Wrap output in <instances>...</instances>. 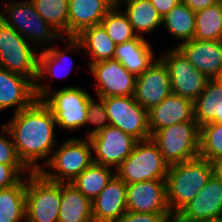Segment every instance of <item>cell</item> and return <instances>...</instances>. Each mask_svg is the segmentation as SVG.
<instances>
[{"mask_svg":"<svg viewBox=\"0 0 222 222\" xmlns=\"http://www.w3.org/2000/svg\"><path fill=\"white\" fill-rule=\"evenodd\" d=\"M10 131L18 158L30 172H39L55 150L57 123L50 108L36 99L29 107L14 113L5 123ZM50 155V156H49ZM45 159L39 165V159ZM44 164V165H43Z\"/></svg>","mask_w":222,"mask_h":222,"instance_id":"6da1fadb","label":"cell"},{"mask_svg":"<svg viewBox=\"0 0 222 222\" xmlns=\"http://www.w3.org/2000/svg\"><path fill=\"white\" fill-rule=\"evenodd\" d=\"M217 170L218 166L201 157L170 165L166 191L171 214H177L185 207Z\"/></svg>","mask_w":222,"mask_h":222,"instance_id":"7a4b0ae2","label":"cell"},{"mask_svg":"<svg viewBox=\"0 0 222 222\" xmlns=\"http://www.w3.org/2000/svg\"><path fill=\"white\" fill-rule=\"evenodd\" d=\"M49 86L35 82L34 91L36 99L42 100L52 111L57 126L74 131L84 127L91 94L77 86H66L53 93Z\"/></svg>","mask_w":222,"mask_h":222,"instance_id":"3957f363","label":"cell"},{"mask_svg":"<svg viewBox=\"0 0 222 222\" xmlns=\"http://www.w3.org/2000/svg\"><path fill=\"white\" fill-rule=\"evenodd\" d=\"M4 13L0 12V20L7 26L14 28L30 44L43 47L51 46L50 43H57L64 38L52 28L36 11L31 0L13 2L4 0ZM56 40V41H55ZM40 42V43H39Z\"/></svg>","mask_w":222,"mask_h":222,"instance_id":"277c9868","label":"cell"},{"mask_svg":"<svg viewBox=\"0 0 222 222\" xmlns=\"http://www.w3.org/2000/svg\"><path fill=\"white\" fill-rule=\"evenodd\" d=\"M93 163L89 138H69L54 150L48 163L39 172L49 181L71 182ZM50 170H46L45 168Z\"/></svg>","mask_w":222,"mask_h":222,"instance_id":"5b68a950","label":"cell"},{"mask_svg":"<svg viewBox=\"0 0 222 222\" xmlns=\"http://www.w3.org/2000/svg\"><path fill=\"white\" fill-rule=\"evenodd\" d=\"M151 139L169 166L199 157L200 126L196 121L165 127L154 132Z\"/></svg>","mask_w":222,"mask_h":222,"instance_id":"8992f818","label":"cell"},{"mask_svg":"<svg viewBox=\"0 0 222 222\" xmlns=\"http://www.w3.org/2000/svg\"><path fill=\"white\" fill-rule=\"evenodd\" d=\"M60 203L61 182L30 172L26 179L25 222H57Z\"/></svg>","mask_w":222,"mask_h":222,"instance_id":"52a82bcc","label":"cell"},{"mask_svg":"<svg viewBox=\"0 0 222 222\" xmlns=\"http://www.w3.org/2000/svg\"><path fill=\"white\" fill-rule=\"evenodd\" d=\"M168 170L169 164L150 138L136 142L132 153L116 169V174L127 184H133L166 179Z\"/></svg>","mask_w":222,"mask_h":222,"instance_id":"ba28073f","label":"cell"},{"mask_svg":"<svg viewBox=\"0 0 222 222\" xmlns=\"http://www.w3.org/2000/svg\"><path fill=\"white\" fill-rule=\"evenodd\" d=\"M31 46L14 28L0 20V68L21 74L35 83L39 53Z\"/></svg>","mask_w":222,"mask_h":222,"instance_id":"9c48e42d","label":"cell"},{"mask_svg":"<svg viewBox=\"0 0 222 222\" xmlns=\"http://www.w3.org/2000/svg\"><path fill=\"white\" fill-rule=\"evenodd\" d=\"M109 124L131 135L137 141L151 138L148 111L134 96L104 98Z\"/></svg>","mask_w":222,"mask_h":222,"instance_id":"30bf717a","label":"cell"},{"mask_svg":"<svg viewBox=\"0 0 222 222\" xmlns=\"http://www.w3.org/2000/svg\"><path fill=\"white\" fill-rule=\"evenodd\" d=\"M166 65L172 93L192 102L203 92L208 78L198 71L176 48H170L159 57Z\"/></svg>","mask_w":222,"mask_h":222,"instance_id":"8fae6325","label":"cell"},{"mask_svg":"<svg viewBox=\"0 0 222 222\" xmlns=\"http://www.w3.org/2000/svg\"><path fill=\"white\" fill-rule=\"evenodd\" d=\"M96 81L97 97L134 96L137 76L117 59H106L89 66Z\"/></svg>","mask_w":222,"mask_h":222,"instance_id":"7c38bea8","label":"cell"},{"mask_svg":"<svg viewBox=\"0 0 222 222\" xmlns=\"http://www.w3.org/2000/svg\"><path fill=\"white\" fill-rule=\"evenodd\" d=\"M89 139L92 144V153L95 154L93 162L115 168V170L132 153L137 142L131 135L111 125Z\"/></svg>","mask_w":222,"mask_h":222,"instance_id":"4fadbf2b","label":"cell"},{"mask_svg":"<svg viewBox=\"0 0 222 222\" xmlns=\"http://www.w3.org/2000/svg\"><path fill=\"white\" fill-rule=\"evenodd\" d=\"M171 93L168 69L158 57L152 65L137 76L134 93L135 101L149 111Z\"/></svg>","mask_w":222,"mask_h":222,"instance_id":"5bb4252c","label":"cell"},{"mask_svg":"<svg viewBox=\"0 0 222 222\" xmlns=\"http://www.w3.org/2000/svg\"><path fill=\"white\" fill-rule=\"evenodd\" d=\"M186 220H222V175L216 171L178 213Z\"/></svg>","mask_w":222,"mask_h":222,"instance_id":"9a60e30c","label":"cell"},{"mask_svg":"<svg viewBox=\"0 0 222 222\" xmlns=\"http://www.w3.org/2000/svg\"><path fill=\"white\" fill-rule=\"evenodd\" d=\"M127 211L137 213H171L167 204L166 179L127 184Z\"/></svg>","mask_w":222,"mask_h":222,"instance_id":"2e32d148","label":"cell"},{"mask_svg":"<svg viewBox=\"0 0 222 222\" xmlns=\"http://www.w3.org/2000/svg\"><path fill=\"white\" fill-rule=\"evenodd\" d=\"M176 48L208 79H213L222 70V40L192 39Z\"/></svg>","mask_w":222,"mask_h":222,"instance_id":"e0dca14e","label":"cell"},{"mask_svg":"<svg viewBox=\"0 0 222 222\" xmlns=\"http://www.w3.org/2000/svg\"><path fill=\"white\" fill-rule=\"evenodd\" d=\"M127 183L115 174L92 201L94 222H116L126 211Z\"/></svg>","mask_w":222,"mask_h":222,"instance_id":"ac0fdd59","label":"cell"},{"mask_svg":"<svg viewBox=\"0 0 222 222\" xmlns=\"http://www.w3.org/2000/svg\"><path fill=\"white\" fill-rule=\"evenodd\" d=\"M35 100L34 83L29 78L0 68V111L14 106L17 113Z\"/></svg>","mask_w":222,"mask_h":222,"instance_id":"d6986e66","label":"cell"},{"mask_svg":"<svg viewBox=\"0 0 222 222\" xmlns=\"http://www.w3.org/2000/svg\"><path fill=\"white\" fill-rule=\"evenodd\" d=\"M67 40V41H66ZM66 50H85L91 57L89 66L99 61L113 59L116 45L101 24L83 29L74 38H64Z\"/></svg>","mask_w":222,"mask_h":222,"instance_id":"ffe728a7","label":"cell"},{"mask_svg":"<svg viewBox=\"0 0 222 222\" xmlns=\"http://www.w3.org/2000/svg\"><path fill=\"white\" fill-rule=\"evenodd\" d=\"M149 130L151 135L165 127L194 118V102L171 93L165 100L148 111Z\"/></svg>","mask_w":222,"mask_h":222,"instance_id":"44dd1931","label":"cell"},{"mask_svg":"<svg viewBox=\"0 0 222 222\" xmlns=\"http://www.w3.org/2000/svg\"><path fill=\"white\" fill-rule=\"evenodd\" d=\"M111 8L110 0H68V37L74 38L83 29L101 24Z\"/></svg>","mask_w":222,"mask_h":222,"instance_id":"7402d4cb","label":"cell"},{"mask_svg":"<svg viewBox=\"0 0 222 222\" xmlns=\"http://www.w3.org/2000/svg\"><path fill=\"white\" fill-rule=\"evenodd\" d=\"M114 59H117L129 72L142 74L157 58L146 38L135 39L116 45Z\"/></svg>","mask_w":222,"mask_h":222,"instance_id":"603a6c76","label":"cell"},{"mask_svg":"<svg viewBox=\"0 0 222 222\" xmlns=\"http://www.w3.org/2000/svg\"><path fill=\"white\" fill-rule=\"evenodd\" d=\"M58 222H94L92 201L71 182H61Z\"/></svg>","mask_w":222,"mask_h":222,"instance_id":"cb8c5ba5","label":"cell"},{"mask_svg":"<svg viewBox=\"0 0 222 222\" xmlns=\"http://www.w3.org/2000/svg\"><path fill=\"white\" fill-rule=\"evenodd\" d=\"M125 6L124 13L138 36L143 37V33L154 32L156 28L162 26V16L150 0H130Z\"/></svg>","mask_w":222,"mask_h":222,"instance_id":"d4e9b609","label":"cell"},{"mask_svg":"<svg viewBox=\"0 0 222 222\" xmlns=\"http://www.w3.org/2000/svg\"><path fill=\"white\" fill-rule=\"evenodd\" d=\"M26 178L0 189V222H25Z\"/></svg>","mask_w":222,"mask_h":222,"instance_id":"484cf974","label":"cell"},{"mask_svg":"<svg viewBox=\"0 0 222 222\" xmlns=\"http://www.w3.org/2000/svg\"><path fill=\"white\" fill-rule=\"evenodd\" d=\"M111 169L113 168L93 162L71 183L86 198L93 201L116 174V170L113 172Z\"/></svg>","mask_w":222,"mask_h":222,"instance_id":"4316f807","label":"cell"},{"mask_svg":"<svg viewBox=\"0 0 222 222\" xmlns=\"http://www.w3.org/2000/svg\"><path fill=\"white\" fill-rule=\"evenodd\" d=\"M222 86L209 79L203 92L194 101V118L201 127L210 122L219 123Z\"/></svg>","mask_w":222,"mask_h":222,"instance_id":"83f0119b","label":"cell"},{"mask_svg":"<svg viewBox=\"0 0 222 222\" xmlns=\"http://www.w3.org/2000/svg\"><path fill=\"white\" fill-rule=\"evenodd\" d=\"M162 25L177 39L183 42L194 39L195 12L180 1L168 13L162 16Z\"/></svg>","mask_w":222,"mask_h":222,"instance_id":"f1b7e54d","label":"cell"},{"mask_svg":"<svg viewBox=\"0 0 222 222\" xmlns=\"http://www.w3.org/2000/svg\"><path fill=\"white\" fill-rule=\"evenodd\" d=\"M197 40H222V8L219 3L195 12Z\"/></svg>","mask_w":222,"mask_h":222,"instance_id":"f546056e","label":"cell"},{"mask_svg":"<svg viewBox=\"0 0 222 222\" xmlns=\"http://www.w3.org/2000/svg\"><path fill=\"white\" fill-rule=\"evenodd\" d=\"M37 13L63 38L68 37V0H31Z\"/></svg>","mask_w":222,"mask_h":222,"instance_id":"4dcf8cb0","label":"cell"},{"mask_svg":"<svg viewBox=\"0 0 222 222\" xmlns=\"http://www.w3.org/2000/svg\"><path fill=\"white\" fill-rule=\"evenodd\" d=\"M199 157L218 167L222 164V123L210 122L200 127Z\"/></svg>","mask_w":222,"mask_h":222,"instance_id":"1f68e13d","label":"cell"},{"mask_svg":"<svg viewBox=\"0 0 222 222\" xmlns=\"http://www.w3.org/2000/svg\"><path fill=\"white\" fill-rule=\"evenodd\" d=\"M42 51H39V55H38V74H37V78L35 82H40L41 80H45L44 76L51 75V78L54 77H65L66 75L69 74V72H71L72 68V63L70 64V67H67L66 65H68V63L65 65V67H67L65 69V71L63 70L64 68H60V65L64 63V61H67L66 59L69 57L68 55V51H64L61 49L56 48L53 44L52 46L45 47L44 49H41ZM70 58V57H69ZM68 58V59H69ZM70 60V59H69ZM72 61H69V63ZM62 64V65H63ZM61 65V66H62ZM69 66V65H68ZM64 67V66H63ZM60 70L58 72V69ZM57 69V70H56ZM64 71V74L63 71ZM62 71V72H61Z\"/></svg>","mask_w":222,"mask_h":222,"instance_id":"d6a6232c","label":"cell"},{"mask_svg":"<svg viewBox=\"0 0 222 222\" xmlns=\"http://www.w3.org/2000/svg\"><path fill=\"white\" fill-rule=\"evenodd\" d=\"M119 8L112 7L101 21V25L115 45L133 40L138 36L133 31L127 15Z\"/></svg>","mask_w":222,"mask_h":222,"instance_id":"836d02e7","label":"cell"},{"mask_svg":"<svg viewBox=\"0 0 222 222\" xmlns=\"http://www.w3.org/2000/svg\"><path fill=\"white\" fill-rule=\"evenodd\" d=\"M98 101L99 102H97V100L95 101L92 96L89 98L86 125L90 124L96 126L93 129L91 128V130H87L86 138H90L110 125L107 117L104 97H98Z\"/></svg>","mask_w":222,"mask_h":222,"instance_id":"e575fe53","label":"cell"},{"mask_svg":"<svg viewBox=\"0 0 222 222\" xmlns=\"http://www.w3.org/2000/svg\"><path fill=\"white\" fill-rule=\"evenodd\" d=\"M30 171L24 164H1L0 163V189L18 184Z\"/></svg>","mask_w":222,"mask_h":222,"instance_id":"d590c367","label":"cell"},{"mask_svg":"<svg viewBox=\"0 0 222 222\" xmlns=\"http://www.w3.org/2000/svg\"><path fill=\"white\" fill-rule=\"evenodd\" d=\"M7 136V137H6ZM11 134L5 125H2L0 133V163L1 164H23L18 158Z\"/></svg>","mask_w":222,"mask_h":222,"instance_id":"8d00e7d4","label":"cell"},{"mask_svg":"<svg viewBox=\"0 0 222 222\" xmlns=\"http://www.w3.org/2000/svg\"><path fill=\"white\" fill-rule=\"evenodd\" d=\"M171 213H137L126 211L116 222H168Z\"/></svg>","mask_w":222,"mask_h":222,"instance_id":"74e56055","label":"cell"},{"mask_svg":"<svg viewBox=\"0 0 222 222\" xmlns=\"http://www.w3.org/2000/svg\"><path fill=\"white\" fill-rule=\"evenodd\" d=\"M181 0H150L161 16L174 8Z\"/></svg>","mask_w":222,"mask_h":222,"instance_id":"f35d334b","label":"cell"},{"mask_svg":"<svg viewBox=\"0 0 222 222\" xmlns=\"http://www.w3.org/2000/svg\"><path fill=\"white\" fill-rule=\"evenodd\" d=\"M192 11L196 12L219 3V0H181Z\"/></svg>","mask_w":222,"mask_h":222,"instance_id":"ab89813d","label":"cell"},{"mask_svg":"<svg viewBox=\"0 0 222 222\" xmlns=\"http://www.w3.org/2000/svg\"><path fill=\"white\" fill-rule=\"evenodd\" d=\"M168 222H222V220H202V221H192V220H186L180 217L178 214H172L169 217Z\"/></svg>","mask_w":222,"mask_h":222,"instance_id":"60d3db41","label":"cell"},{"mask_svg":"<svg viewBox=\"0 0 222 222\" xmlns=\"http://www.w3.org/2000/svg\"><path fill=\"white\" fill-rule=\"evenodd\" d=\"M127 1H130V0H110V3L112 5V7H121V5L123 4V2H127Z\"/></svg>","mask_w":222,"mask_h":222,"instance_id":"b9f144b4","label":"cell"},{"mask_svg":"<svg viewBox=\"0 0 222 222\" xmlns=\"http://www.w3.org/2000/svg\"><path fill=\"white\" fill-rule=\"evenodd\" d=\"M213 80L222 86V70L213 78Z\"/></svg>","mask_w":222,"mask_h":222,"instance_id":"7bdbcfd3","label":"cell"},{"mask_svg":"<svg viewBox=\"0 0 222 222\" xmlns=\"http://www.w3.org/2000/svg\"><path fill=\"white\" fill-rule=\"evenodd\" d=\"M219 123H222V100H220V107H219Z\"/></svg>","mask_w":222,"mask_h":222,"instance_id":"ee69618b","label":"cell"},{"mask_svg":"<svg viewBox=\"0 0 222 222\" xmlns=\"http://www.w3.org/2000/svg\"><path fill=\"white\" fill-rule=\"evenodd\" d=\"M222 175V168L219 166L217 170Z\"/></svg>","mask_w":222,"mask_h":222,"instance_id":"f6af8a7d","label":"cell"},{"mask_svg":"<svg viewBox=\"0 0 222 222\" xmlns=\"http://www.w3.org/2000/svg\"><path fill=\"white\" fill-rule=\"evenodd\" d=\"M219 4L221 5V8H222V0H219Z\"/></svg>","mask_w":222,"mask_h":222,"instance_id":"bcb514c9","label":"cell"}]
</instances>
